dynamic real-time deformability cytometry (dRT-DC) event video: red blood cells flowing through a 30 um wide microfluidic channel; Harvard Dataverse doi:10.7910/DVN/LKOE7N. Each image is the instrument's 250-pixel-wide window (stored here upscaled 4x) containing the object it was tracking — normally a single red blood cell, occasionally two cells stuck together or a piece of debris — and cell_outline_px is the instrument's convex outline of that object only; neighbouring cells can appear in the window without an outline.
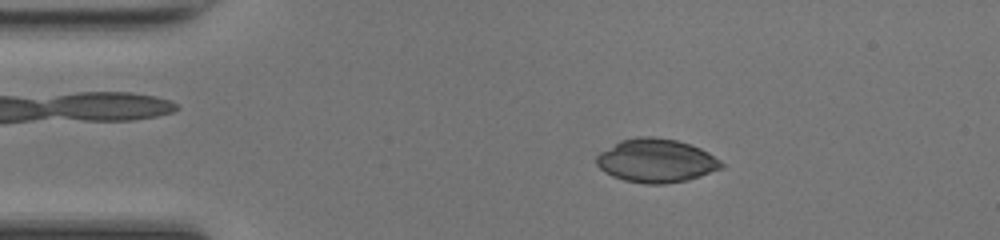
{"species": "common noctule bat (a hibernating species)", "species_latin": "Nyctalus noctula", "temperature_condition": "room temperature", "stored_images_in_passage": 47, "camera_frame_rate_fps": 3000, "um_per_image_px": 0.085, "animal": {"sex": "female", "body_mass_g": 17.0, "forearm_length_mm": 48.0}, "frame": {"image": 1, "passage_image": 8, "time_ms": 2.333, "image_size_px": [1000, 240], "cell_outline_px": [[724, 168], [688, 180], [664, 184], [644, 184], [624, 180], [612, 176], [604, 172], [596, 164], [596, 156], [600, 152], [620, 140], [636, 136], [652, 136], [676, 140], [692, 144], [708, 152], [720, 160], [724, 164]], "centroid_in_image_um": [55.78, 13.65], "position_along_channel_um": 29.2, "area_um2": 32.02}}
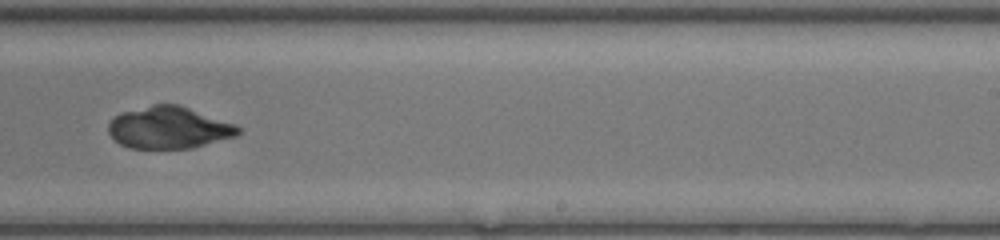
{"frame": {"image": 2, "passage_image": 29, "time_ms": 9.333, "image_size_px": [1000, 240], "cell_outline_px": [[240, 132], [236, 136], [192, 148], [128, 148], [120, 144], [108, 132], [108, 124], [112, 116], [120, 112], [152, 104], [176, 104], [236, 124], [240, 128]], "centroid_in_image_um": [14.32, 10.85], "position_along_channel_um": 274.7, "area_um2": 31.73}}
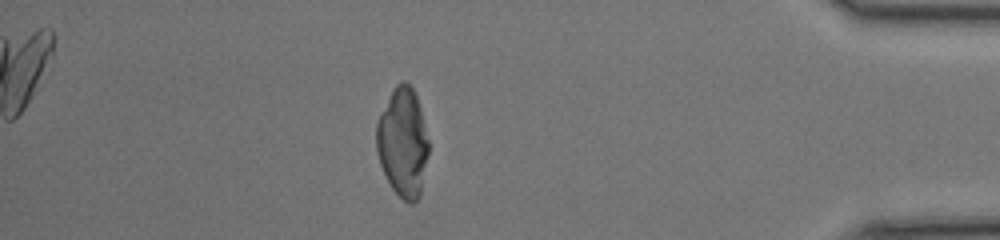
{"frame": {"image": 3, "passage_image": 41, "time_ms": 13.333, "image_size_px": [1000, 240], "cell_outline_px": [[428, 156], [420, 196], [412, 204], [408, 204], [392, 188], [380, 164], [376, 152], [376, 124], [380, 112], [392, 88], [400, 80], [404, 80], [412, 88], [416, 96], [420, 108], [428, 140]], "centroid_in_image_um": [34.22, 12.09], "position_along_channel_um": 401.0, "area_um2": 33.23}}